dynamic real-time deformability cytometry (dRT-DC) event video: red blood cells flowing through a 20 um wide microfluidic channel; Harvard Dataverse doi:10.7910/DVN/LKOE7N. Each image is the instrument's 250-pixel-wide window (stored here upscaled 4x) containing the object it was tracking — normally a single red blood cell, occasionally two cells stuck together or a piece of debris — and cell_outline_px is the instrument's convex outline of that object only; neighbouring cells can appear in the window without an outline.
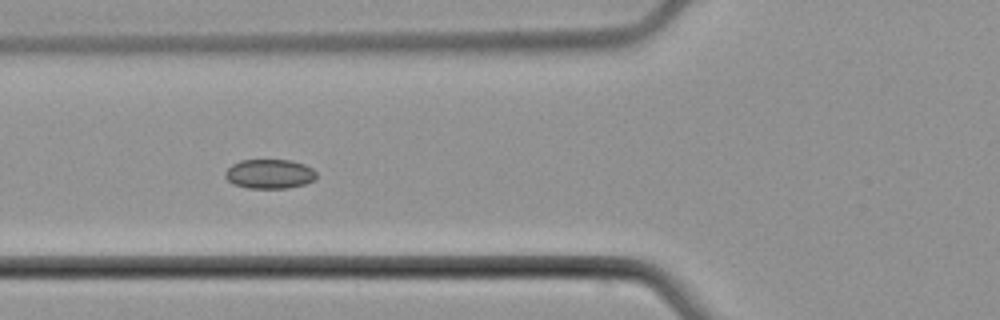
{"species": "common noctule bat (a hibernating species)", "species_latin": "Nyctalus noctula", "temperature_condition": "cold", "stored_images_in_passage": 7, "camera_frame_rate_fps": 3000, "um_per_image_px": 0.085, "animal": {"sex": "male", "body_mass_g": 21.5, "forearm_length_mm": 52.0}, "frame": {"image": 1, "passage_image": 5, "time_ms": 5.667, "image_size_px": [1000, 320], "cell_outline_px": [[316, 180], [304, 184], [288, 188], [248, 188], [232, 184], [224, 176], [224, 172], [232, 164], [240, 160], [292, 160], [304, 164], [312, 168], [316, 172]], "centroid_in_image_um": [22.91, 14.78], "position_along_channel_um": 102.9, "area_um2": 15.78}}
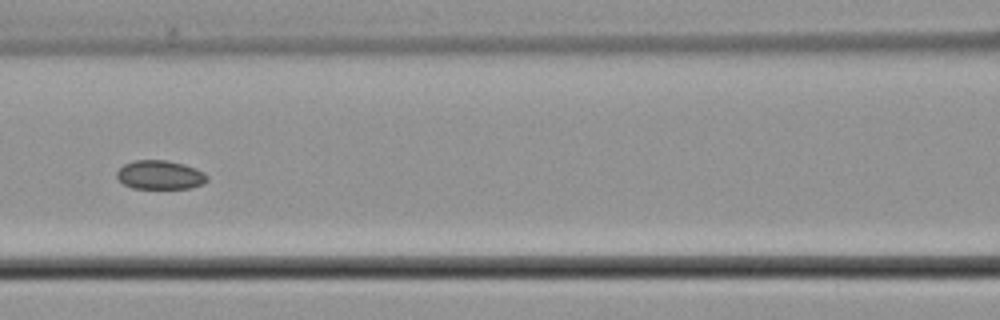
{"frame": {"image": 2, "passage_image": 6, "time_ms": 7.0, "image_size_px": [1000, 320], "cell_outline_px": [[208, 180], [204, 184], [188, 188], [132, 188], [124, 184], [116, 176], [116, 172], [124, 164], [132, 160], [168, 160], [184, 164], [196, 168], [204, 172], [208, 176]], "centroid_in_image_um": [13.62, 14.86], "position_along_channel_um": 153.0, "area_um2": 15.32}}
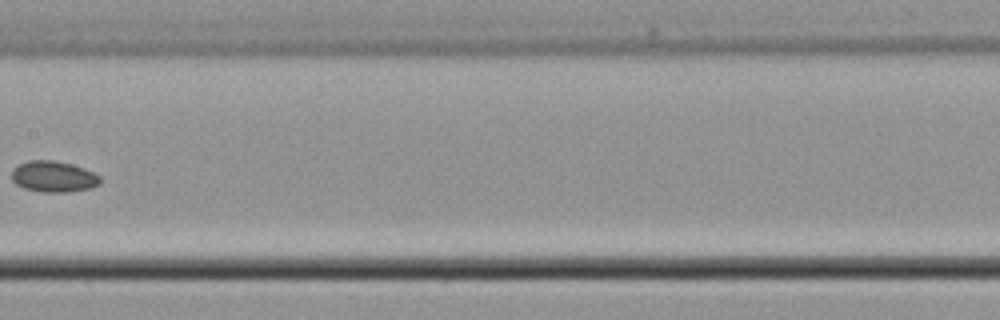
{"frame": {"image": 3, "passage_image": 7, "time_ms": 8.333, "image_size_px": [1000, 320], "cell_outline_px": [[100, 184], [92, 188], [64, 192], [44, 192], [24, 188], [16, 184], [12, 180], [12, 168], [28, 160], [52, 160], [84, 168], [100, 176]], "centroid_in_image_um": [4.54, 15.01], "position_along_channel_um": 202.9, "area_um2": 15.9}}